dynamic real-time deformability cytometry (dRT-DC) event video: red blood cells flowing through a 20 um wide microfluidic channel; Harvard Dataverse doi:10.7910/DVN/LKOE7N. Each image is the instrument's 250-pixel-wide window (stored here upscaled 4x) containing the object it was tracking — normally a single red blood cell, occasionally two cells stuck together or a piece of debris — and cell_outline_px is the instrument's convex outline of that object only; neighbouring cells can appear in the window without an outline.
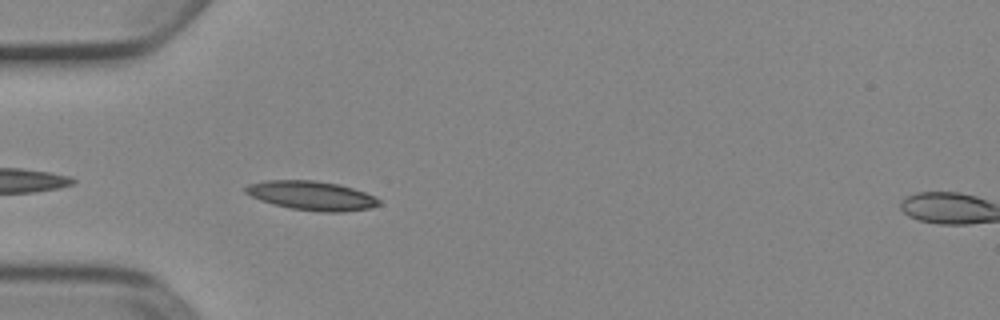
{"species": "Egyptian fruit bat (a non-hibernating species)", "species_latin": "Rousettus aegyptiacus", "temperature_condition": "cold", "stored_images_in_passage": 9, "camera_frame_rate_fps": 3000, "um_per_image_px": 0.085, "animal": {"sex": "female"}, "frame": {"image": 1, "passage_image": 2, "time_ms": 0.333, "image_size_px": [1000, 320], "cell_outline_px": [[380, 204], [368, 208], [344, 212], [320, 212], [292, 208], [272, 204], [260, 200], [244, 192], [244, 188], [248, 184], [264, 180], [312, 180], [336, 184], [352, 188], [364, 192], [380, 200]], "centroid_in_image_um": [26.44, 16.62], "position_along_channel_um": 58.6, "area_um2": 22.43}}
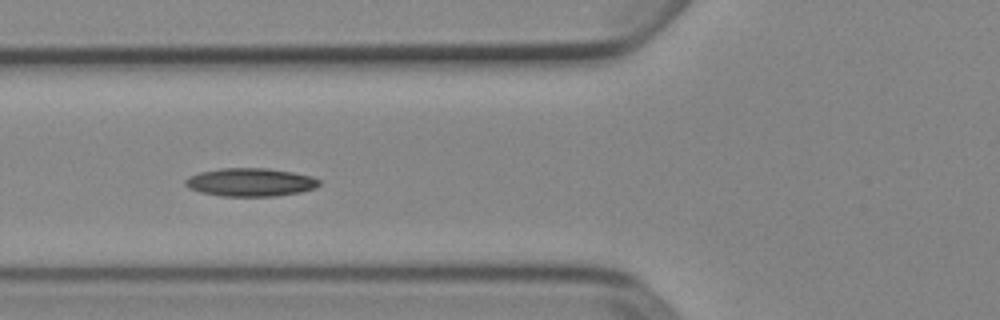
{"frame": {"image": 2, "passage_image": 6, "time_ms": 1.667, "image_size_px": [1000, 320], "cell_outline_px": [[320, 184], [316, 188], [300, 192], [276, 196], [220, 196], [200, 192], [188, 188], [184, 184], [184, 180], [188, 176], [200, 172], [220, 168], [268, 168], [292, 172], [312, 176], [320, 180]], "centroid_in_image_um": [21.27, 15.49], "position_along_channel_um": 104.5, "area_um2": 22.2}}